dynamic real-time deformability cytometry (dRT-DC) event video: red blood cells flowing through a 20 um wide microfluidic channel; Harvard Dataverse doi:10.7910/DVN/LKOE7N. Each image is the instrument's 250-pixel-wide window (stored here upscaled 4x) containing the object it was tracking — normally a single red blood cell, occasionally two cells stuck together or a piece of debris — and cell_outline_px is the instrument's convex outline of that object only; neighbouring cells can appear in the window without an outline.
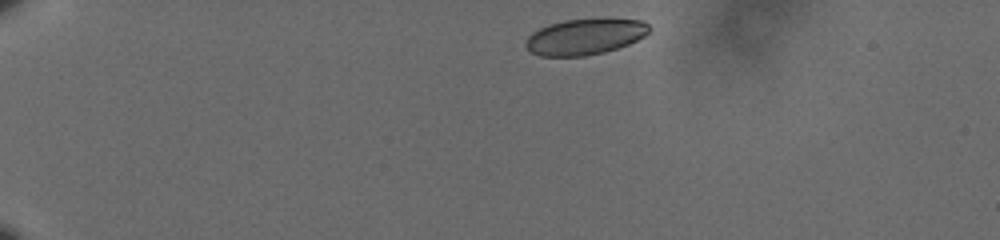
{"species": "human", "species_latin": "Homo sapiens", "temperature_condition": "cold", "stored_images_in_passage": 7, "camera_frame_rate_fps": 3000, "um_per_image_px": 0.085, "donor": {"sex": "male"}, "frame": {"image": 1, "passage_image": 1, "time_ms": 0.0, "image_size_px": [1000, 240], "cell_outline_px": [[648, 32], [644, 36], [628, 44], [604, 52], [584, 56], [540, 56], [532, 52], [524, 44], [528, 36], [532, 32], [548, 24], [564, 20], [640, 20], [648, 24]], "centroid_in_image_um": [49.66, 3.14], "position_along_channel_um": 35.3, "area_um2": 25.26}}
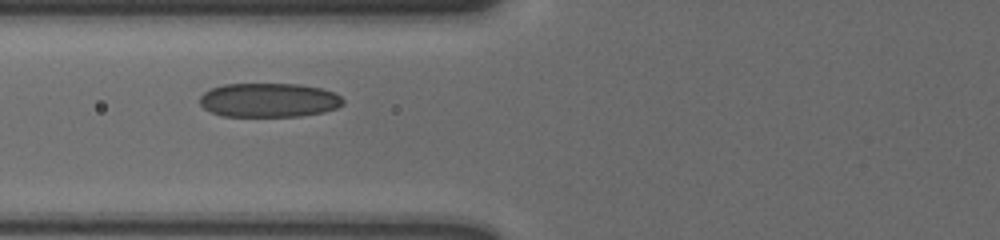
{"frame": {"image": 2, "passage_image": 6, "time_ms": 1.667, "image_size_px": [1000, 240], "cell_outline_px": [[344, 104], [336, 108], [324, 112], [300, 116], [224, 116], [212, 112], [204, 108], [200, 104], [200, 96], [204, 92], [212, 88], [224, 84], [300, 84], [320, 88], [332, 92], [340, 96], [344, 100]], "centroid_in_image_um": [22.86, 8.51], "position_along_channel_um": 102.9, "area_um2": 28.44}}
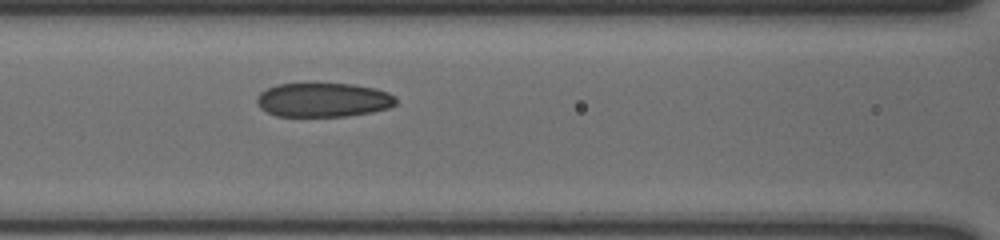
{"frame": {"image": 3, "passage_image": 7, "time_ms": 2.0, "image_size_px": [1000, 240], "cell_outline_px": [[396, 104], [388, 108], [372, 112], [344, 116], [276, 116], [260, 108], [256, 100], [256, 96], [260, 92], [276, 84], [312, 80], [352, 84], [376, 88], [388, 92], [396, 96]], "centroid_in_image_um": [27.45, 8.43], "position_along_channel_um": 139.1, "area_um2": 28.78}}